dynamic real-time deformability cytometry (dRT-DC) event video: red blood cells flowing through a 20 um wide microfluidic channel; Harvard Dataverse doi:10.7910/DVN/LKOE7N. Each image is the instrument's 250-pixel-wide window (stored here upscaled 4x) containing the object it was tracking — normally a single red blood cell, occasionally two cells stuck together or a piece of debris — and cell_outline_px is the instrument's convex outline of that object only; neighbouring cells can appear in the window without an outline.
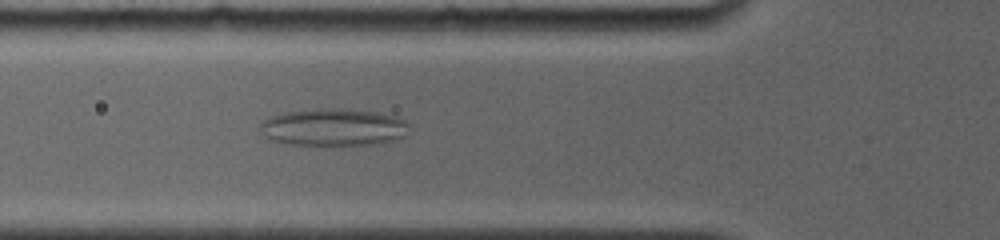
{"species": "common noctule bat (a hibernating species)", "species_latin": "Nyctalus noctula", "temperature_condition": "room temperature", "stored_images_in_passage": 41, "segment_of_instrument_passage": [1, 2], "camera_frame_rate_fps": 4000, "um_per_image_px": 0.085, "animal": {"sex": "female", "body_mass_g": 19.0, "forearm_length_mm": 56.7}, "frame": {"image": 1, "passage_image": 17, "time_ms": 5.75, "image_size_px": [1000, 240], "cell_outline_px": [[408, 124], [404, 136], [380, 144], [292, 144], [268, 140], [264, 136], [260, 128], [260, 120], [272, 116], [288, 112], [320, 108], [340, 108], [376, 112], [396, 116], [404, 120]], "centroid_in_image_um": [28.31, 10.8], "position_along_channel_um": 97.5, "area_um2": 32.14}}
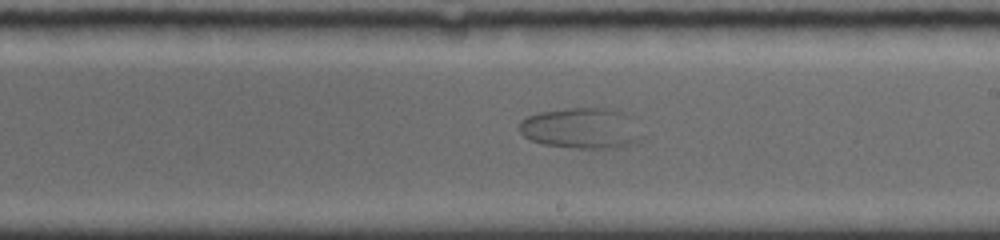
{"frame": {"image": 2, "passage_image": 29, "time_ms": 9.75, "image_size_px": [1000, 240], "cell_outline_px": [[648, 136], [640, 140], [616, 148], [576, 148], [544, 144], [528, 140], [520, 132], [520, 120], [528, 116], [540, 112], [568, 108], [616, 108], [624, 112]], "centroid_in_image_um": [49.47, 10.9], "position_along_channel_um": 239.5, "area_um2": 29.48}}
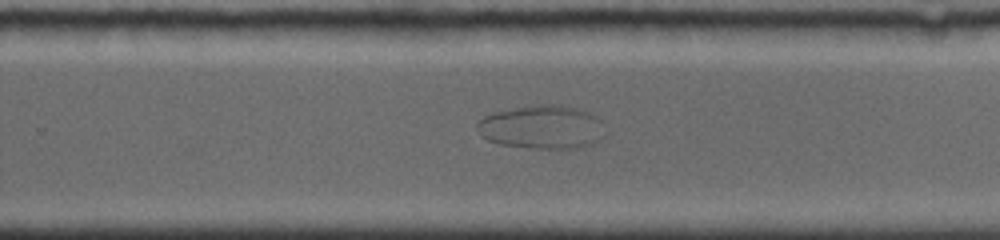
{"frame": {"image": 3, "passage_image": 31, "time_ms": 11.0, "image_size_px": [1000, 240], "cell_outline_px": [[604, 136], [592, 144], [576, 148], [528, 148], [500, 144], [488, 140], [480, 136], [476, 128], [476, 124], [484, 116], [496, 112], [536, 104], [560, 104], [592, 112], [600, 120]], "centroid_in_image_um": [46.06, 10.8], "position_along_channel_um": 283.7, "area_um2": 32.54}}